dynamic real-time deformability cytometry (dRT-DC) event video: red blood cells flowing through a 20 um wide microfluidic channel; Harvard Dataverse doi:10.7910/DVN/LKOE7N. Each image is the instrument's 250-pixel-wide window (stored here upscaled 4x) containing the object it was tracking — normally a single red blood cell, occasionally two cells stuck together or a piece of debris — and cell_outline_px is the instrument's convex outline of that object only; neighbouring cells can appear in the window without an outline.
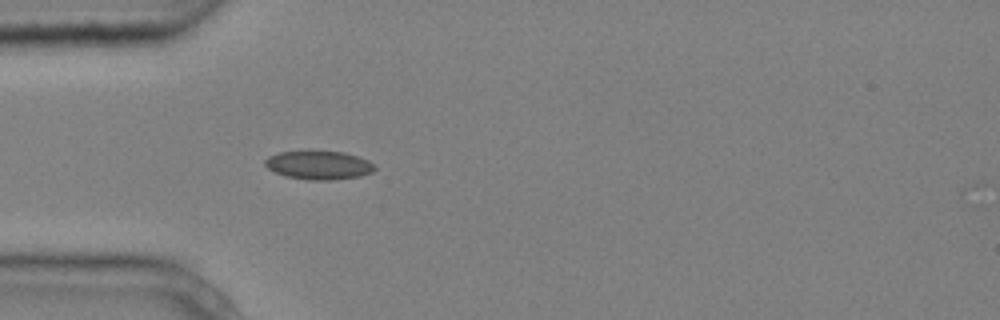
{"species": "common noctule bat (a hibernating species)", "species_latin": "Nyctalus noctula", "temperature_condition": "cold", "stored_images_in_passage": 1, "camera_frame_rate_fps": 3000, "um_per_image_px": 0.085, "animal": {"sex": "male", "body_mass_g": 20.4}, "frame": {"image": 1, "passage_image": 1, "time_ms": 0.0, "image_size_px": [1000, 320], "cell_outline_px": [[376, 168], [372, 172], [360, 176], [332, 180], [308, 180], [288, 176], [276, 172], [268, 168], [264, 164], [264, 160], [268, 156], [280, 152], [344, 152], [368, 160]], "centroid_in_image_um": [27.1, 14.05], "position_along_channel_um": 57.9, "area_um2": 17.92}}